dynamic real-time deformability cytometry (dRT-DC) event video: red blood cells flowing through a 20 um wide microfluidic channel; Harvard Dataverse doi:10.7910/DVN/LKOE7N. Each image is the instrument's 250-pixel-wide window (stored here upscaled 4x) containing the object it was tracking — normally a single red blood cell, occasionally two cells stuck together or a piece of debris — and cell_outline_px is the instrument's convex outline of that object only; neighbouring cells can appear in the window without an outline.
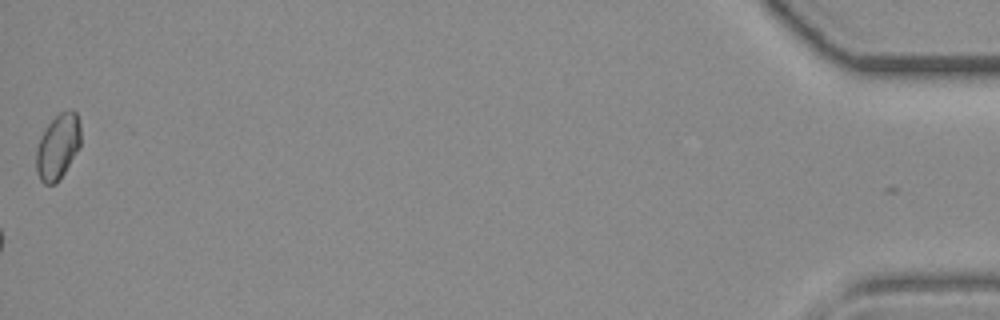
{"species": "common noctule bat (a hibernating species)", "species_latin": "Nyctalus noctula", "temperature_condition": "room temperature", "stored_images_in_passage": 40, "camera_frame_rate_fps": 3000, "um_per_image_px": 0.085, "animal": {"sex": "female", "body_mass_g": 19.3, "forearm_length_mm": 54.1}, "frame": {"image": 1, "passage_image": 40, "time_ms": 13.0, "image_size_px": [1000, 320], "cell_outline_px": [[80, 148], [60, 180], [56, 184], [44, 184], [40, 180], [36, 172], [36, 148], [40, 136], [48, 124], [60, 112], [72, 108], [76, 112], [80, 124]], "centroid_in_image_um": [4.92, 12.48], "position_along_channel_um": 430.3, "area_um2": 17.28}}